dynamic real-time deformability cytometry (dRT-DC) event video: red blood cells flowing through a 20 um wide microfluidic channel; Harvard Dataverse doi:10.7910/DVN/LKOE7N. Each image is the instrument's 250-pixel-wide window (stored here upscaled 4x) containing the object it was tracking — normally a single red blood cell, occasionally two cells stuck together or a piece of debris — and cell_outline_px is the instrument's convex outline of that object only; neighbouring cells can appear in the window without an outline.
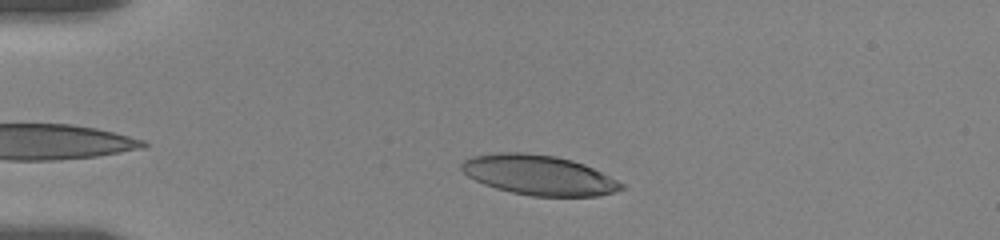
{"species": "human", "species_latin": "Homo sapiens", "temperature_condition": "room temperature", "stored_images_in_passage": 74, "camera_frame_rate_fps": 3000, "um_per_image_px": 0.085, "donor": {"sex": "female"}, "frame": {"image": 1, "passage_image": 11, "time_ms": 2.0, "image_size_px": [1000, 240], "cell_outline_px": [[624, 188], [612, 192], [596, 196], [532, 196], [512, 192], [496, 188], [484, 184], [468, 176], [460, 168], [460, 164], [464, 160], [472, 156], [496, 152], [524, 152], [556, 156], [572, 160], [584, 164], [624, 184]], "centroid_in_image_um": [45.76, 14.87], "position_along_channel_um": 39.2, "area_um2": 36.93}}
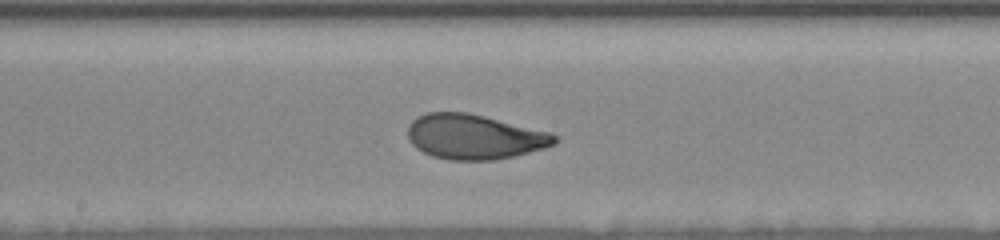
{"frame": {"image": 2, "passage_image": 35, "time_ms": 8.0, "image_size_px": [1000, 240], "cell_outline_px": [[556, 144], [544, 148], [512, 156], [492, 160], [448, 160], [432, 156], [416, 148], [408, 140], [408, 124], [416, 116], [428, 112], [468, 112], [548, 132], [556, 136]], "centroid_in_image_um": [40.25, 11.62], "position_along_channel_um": 207.9, "area_um2": 38.21}}
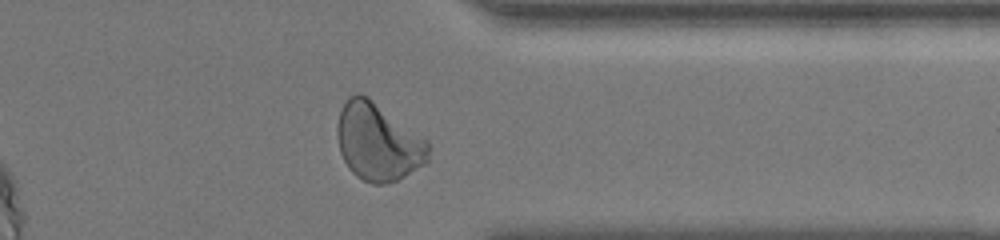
{"frame": {"image": 3, "passage_image": 65, "time_ms": 13.0, "image_size_px": [1000, 240], "cell_outline_px": [[428, 160], [424, 164], [404, 176], [396, 180], [384, 184], [372, 184], [356, 176], [348, 168], [340, 152], [336, 132], [336, 128], [340, 112], [348, 96], [356, 92], [360, 92], [368, 96], [428, 140]], "centroid_in_image_um": [32.11, 12.05], "position_along_channel_um": 379.3, "area_um2": 41.21}, "authors_computed_cell_mechanics": {"area_um2": 38.3214, "velocity_mm_per_s": 3.4835, "shape_relaxation_time_tau1_ms": 4.7286, "shape_relaxation_time_tau2_ms": 0.906, "deformation_change_tau1": 0.1871, "deformation_change_tau2": 0.0669}}